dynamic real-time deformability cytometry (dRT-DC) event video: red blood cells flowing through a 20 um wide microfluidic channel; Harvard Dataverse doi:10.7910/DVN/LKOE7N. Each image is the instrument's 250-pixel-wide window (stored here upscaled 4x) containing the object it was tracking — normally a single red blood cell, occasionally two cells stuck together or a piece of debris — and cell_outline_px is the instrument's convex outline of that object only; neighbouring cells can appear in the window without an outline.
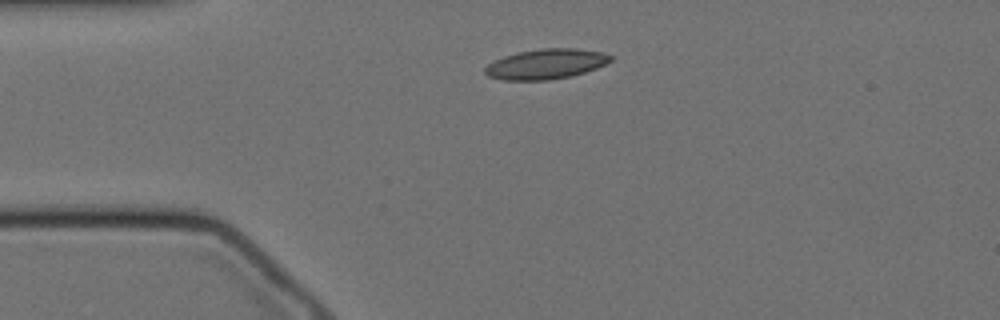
{"species": "Egyptian fruit bat (a non-hibernating species)", "species_latin": "Rousettus aegyptiacus", "temperature_condition": "cold", "stored_images_in_passage": 47, "camera_frame_rate_fps": 3000, "um_per_image_px": 0.085, "animal": {"sex": "female"}, "frame": {"image": 1, "passage_image": 1, "time_ms": 0.0, "image_size_px": [1000, 320], "cell_outline_px": [[612, 60], [596, 68], [584, 72], [568, 76], [548, 80], [504, 80], [488, 76], [484, 72], [484, 68], [488, 64], [504, 56], [516, 52], [540, 48], [576, 48], [600, 52], [612, 56]], "centroid_in_image_um": [46.37, 5.43], "position_along_channel_um": 38.6, "area_um2": 21.85}}
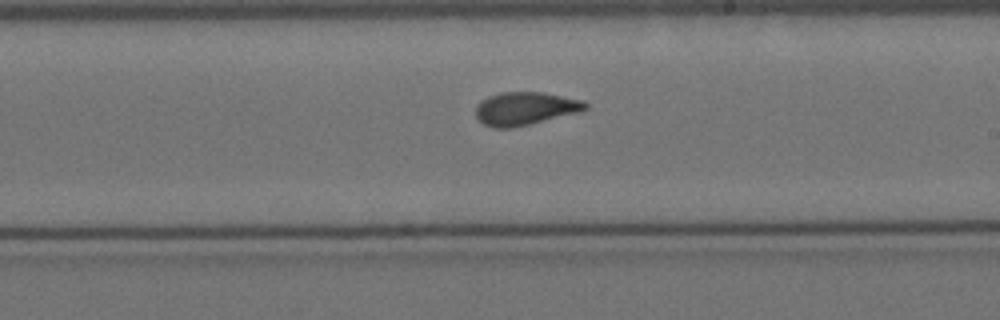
{"frame": {"image": 2, "passage_image": 21, "time_ms": 6.667, "image_size_px": [1000, 320], "cell_outline_px": [[588, 108], [584, 112], [512, 128], [496, 128], [484, 124], [476, 116], [476, 104], [480, 100], [488, 96], [500, 92], [544, 92], [584, 100], [588, 104]], "centroid_in_image_um": [44.69, 9.22], "position_along_channel_um": 244.3, "area_um2": 21.56}}
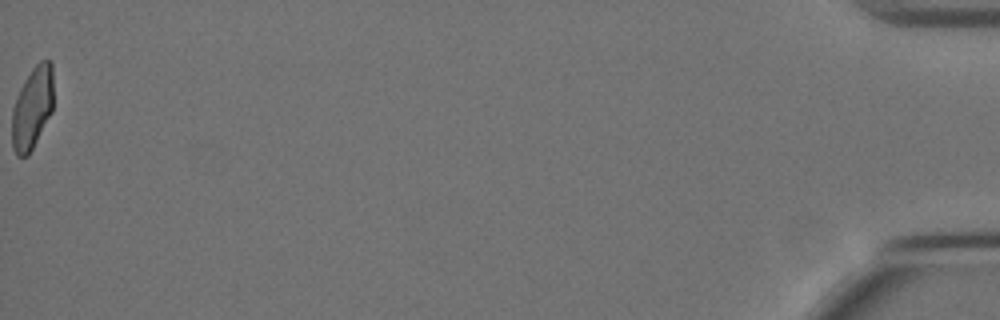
{"frame": {"image": 3, "passage_image": 47, "time_ms": 15.333, "image_size_px": [1000, 320], "cell_outline_px": [[52, 112], [28, 156], [16, 156], [12, 148], [12, 108], [20, 88], [24, 80], [32, 68], [40, 60], [52, 60]], "centroid_in_image_um": [2.73, 9.17], "position_along_channel_um": 432.5, "area_um2": 19.88}, "authors_computed_cell_mechanics": {"area_um2": 20.808, "velocity_mm_per_s": 3.422, "shape_relaxation_time_tau1_ms": 8.8248, "shape_relaxation_time_tau2_ms": 1.4395, "deformation_change_tau1": 0.1986, "deformation_change_tau2": 0.0529}}